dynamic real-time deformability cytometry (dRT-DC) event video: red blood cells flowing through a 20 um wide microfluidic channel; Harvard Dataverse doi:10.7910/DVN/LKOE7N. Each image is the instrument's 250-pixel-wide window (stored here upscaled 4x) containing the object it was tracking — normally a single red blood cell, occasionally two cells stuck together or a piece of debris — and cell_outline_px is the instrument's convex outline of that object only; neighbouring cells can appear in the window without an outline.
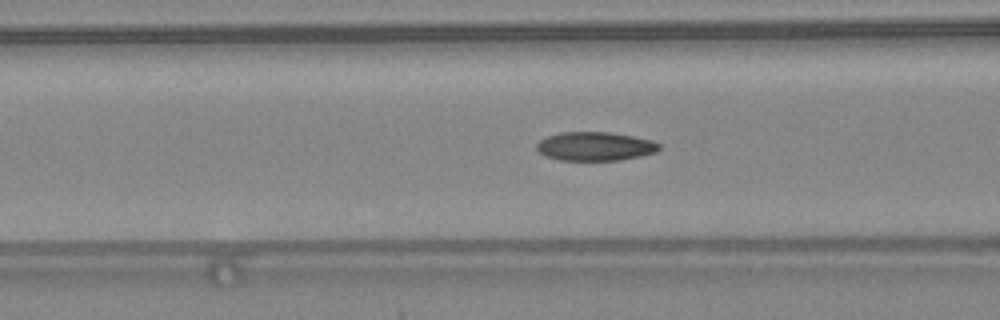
{"species": "common noctule bat (a hibernating species)", "species_latin": "Nyctalus noctula", "temperature_condition": "warm", "stored_images_in_passage": 47, "camera_frame_rate_fps": 3000, "um_per_image_px": 0.085, "animal": {"sex": "female", "body_mass_g": 24.6, "forearm_length_mm": 56.2}, "frame": {"image": 1, "passage_image": 19, "time_ms": 6.0, "image_size_px": [1000, 320], "cell_outline_px": [[660, 148], [656, 152], [640, 156], [620, 160], [560, 160], [544, 156], [536, 148], [536, 144], [540, 140], [548, 136], [560, 132], [608, 132], [632, 136], [652, 140], [660, 144]], "centroid_in_image_um": [50.57, 12.44], "position_along_channel_um": 116.0, "area_um2": 20.52}}
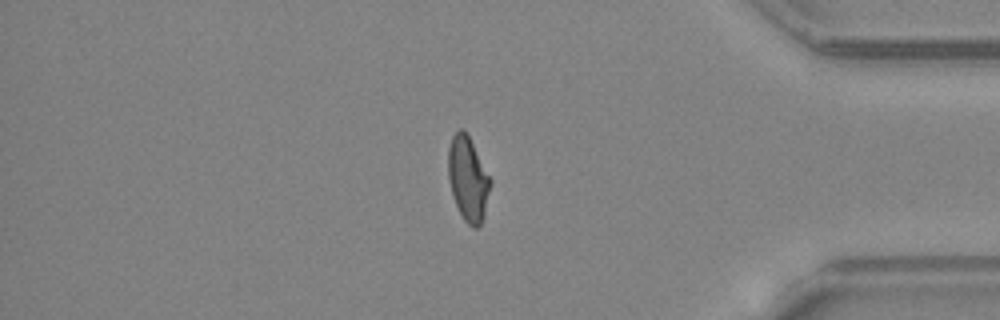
{"frame": {"image": 2, "passage_image": 40, "time_ms": 13.0, "image_size_px": [1000, 320], "cell_outline_px": [[492, 180], [484, 216], [480, 224], [476, 228], [472, 228], [464, 220], [456, 204], [452, 192], [448, 176], [448, 148], [452, 136], [460, 128], [468, 136]], "centroid_in_image_um": [39.78, 15.22], "position_along_channel_um": 395.4, "area_um2": 20.4}}
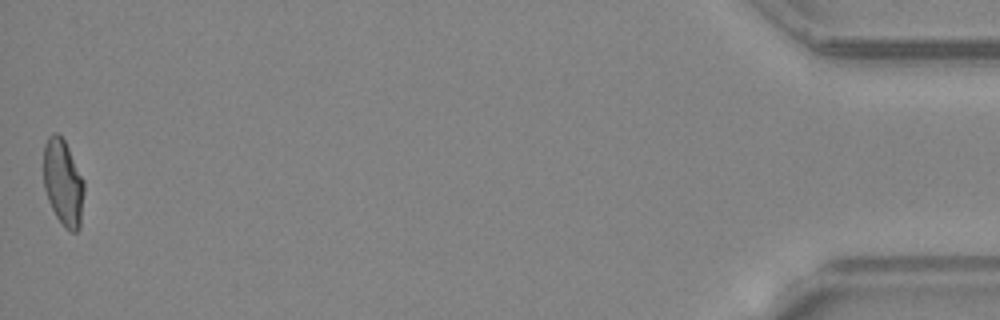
{"frame": {"image": 3, "passage_image": 47, "time_ms": 15.333, "image_size_px": [1000, 320], "cell_outline_px": [[84, 192], [80, 228], [76, 232], [72, 232], [64, 228], [56, 216], [48, 200], [44, 188], [44, 144], [48, 136], [52, 132], [56, 132], [64, 140], [84, 180]], "centroid_in_image_um": [5.37, 15.54], "position_along_channel_um": 429.8, "area_um2": 20.46}, "authors_computed_cell_mechanics": {"area_um2": 20.4034, "velocity_mm_per_s": 4.3915, "shape_relaxation_time_tau1_ms": null, "shape_relaxation_time_tau2_ms": 1.686, "deformation_change_tau1": null, "deformation_change_tau2": 0.0773}}